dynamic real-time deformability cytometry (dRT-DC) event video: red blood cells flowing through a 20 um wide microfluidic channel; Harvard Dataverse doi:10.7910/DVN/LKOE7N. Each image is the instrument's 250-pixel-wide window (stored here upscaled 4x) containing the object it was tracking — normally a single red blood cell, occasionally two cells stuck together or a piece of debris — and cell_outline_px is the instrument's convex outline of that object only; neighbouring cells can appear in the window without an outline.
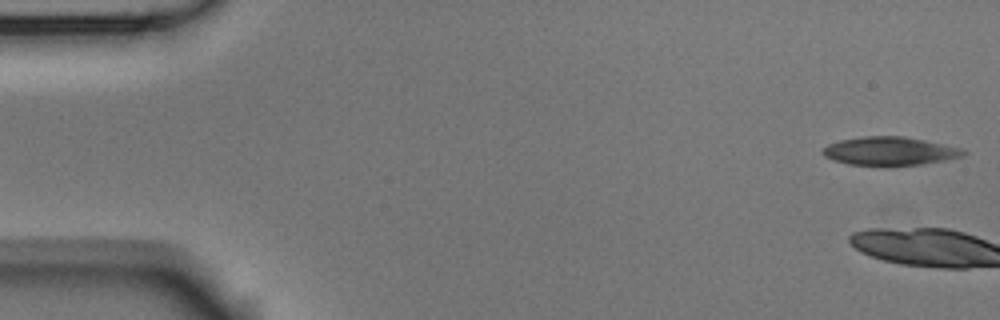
{"species": "Egyptian fruit bat (a non-hibernating species)", "species_latin": "Rousettus aegyptiacus", "temperature_condition": "room temperature", "stored_images_in_passage": 6, "camera_frame_rate_fps": 3000, "um_per_image_px": 0.085, "animal": {"sex": "male"}, "frame": {"image": 1, "passage_image": 1, "time_ms": 0.0, "image_size_px": [1000, 320], "cell_outline_px": [[968, 152], [964, 156], [944, 160], [920, 164], [848, 164], [832, 160], [824, 156], [820, 152], [828, 144], [840, 140], [864, 136], [904, 136], [944, 144], [960, 148]], "centroid_in_image_um": [75.61, 12.82], "position_along_channel_um": 9.4, "area_um2": 22.89}}